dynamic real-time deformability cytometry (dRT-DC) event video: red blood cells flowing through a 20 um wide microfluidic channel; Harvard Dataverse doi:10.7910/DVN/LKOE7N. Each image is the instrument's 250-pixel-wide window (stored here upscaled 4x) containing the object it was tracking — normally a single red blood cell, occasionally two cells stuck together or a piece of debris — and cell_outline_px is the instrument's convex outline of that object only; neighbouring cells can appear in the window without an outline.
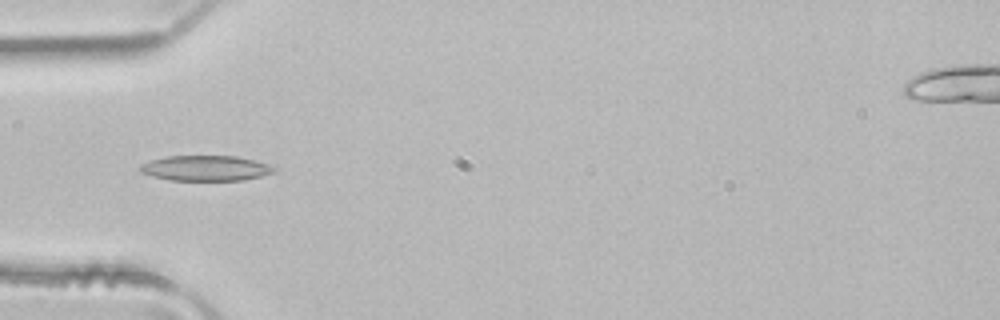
{"species": "common noctule bat (a hibernating species)", "species_latin": "Nyctalus noctula", "temperature_condition": "room temperature", "stored_images_in_passage": 3, "camera_frame_rate_fps": 3000, "um_per_image_px": 0.085, "animal": {"sex": "male", "body_mass_g": 21.5, "forearm_length_mm": 52.0}, "frame": {"image": 1, "passage_image": 3, "time_ms": 0.667, "image_size_px": [1000, 320], "cell_outline_px": [[276, 168], [272, 172], [260, 176], [244, 180], [168, 180], [152, 176], [140, 172], [136, 168], [140, 164], [164, 156], [236, 156], [268, 164]], "centroid_in_image_um": [17.4, 14.29], "position_along_channel_um": 67.6, "area_um2": 19.71}}